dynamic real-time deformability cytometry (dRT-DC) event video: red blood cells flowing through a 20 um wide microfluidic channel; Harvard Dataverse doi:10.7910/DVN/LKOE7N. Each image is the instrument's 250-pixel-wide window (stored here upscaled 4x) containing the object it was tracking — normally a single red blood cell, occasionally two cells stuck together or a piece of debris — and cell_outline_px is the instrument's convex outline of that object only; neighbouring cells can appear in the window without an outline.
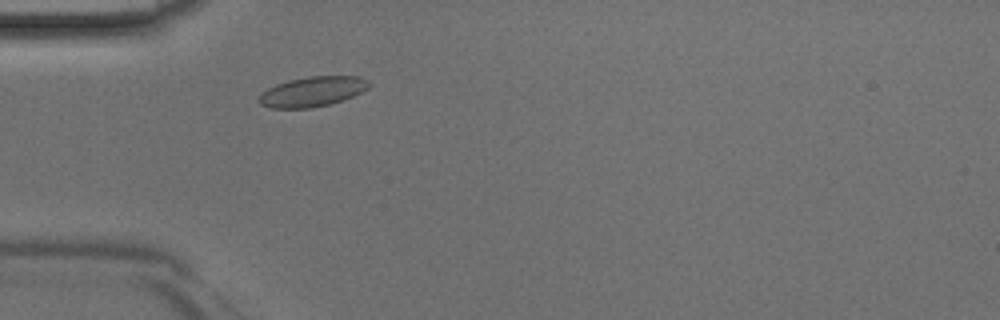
{"species": "Egyptian fruit bat (a non-hibernating species)", "species_latin": "Rousettus aegyptiacus", "temperature_condition": "room temperature", "stored_images_in_passage": 34, "camera_frame_rate_fps": 3000, "um_per_image_px": 0.085, "animal": {"sex": "male"}, "frame": {"image": 1, "passage_image": 2, "time_ms": 0.333, "image_size_px": [1000, 320], "cell_outline_px": [[372, 84], [368, 88], [344, 100], [312, 108], [272, 108], [260, 104], [256, 100], [260, 92], [276, 84], [288, 80], [308, 76], [360, 76], [368, 80]], "centroid_in_image_um": [26.53, 7.78], "position_along_channel_um": 58.5, "area_um2": 19.42}}
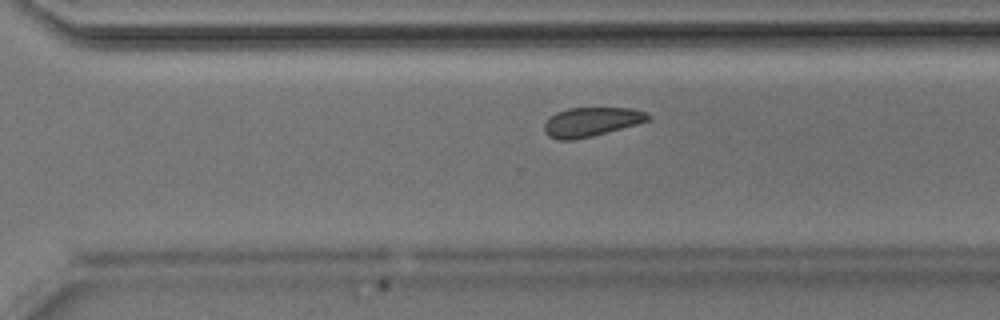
{"frame": {"image": 2, "passage_image": 20, "time_ms": 6.333, "image_size_px": [1000, 320], "cell_outline_px": [[652, 116], [648, 120], [636, 124], [592, 136], [572, 140], [556, 140], [548, 136], [544, 132], [544, 124], [556, 112], [568, 108], [632, 108], [648, 112]], "centroid_in_image_um": [50.25, 10.36], "position_along_channel_um": 320.3, "area_um2": 17.57}}
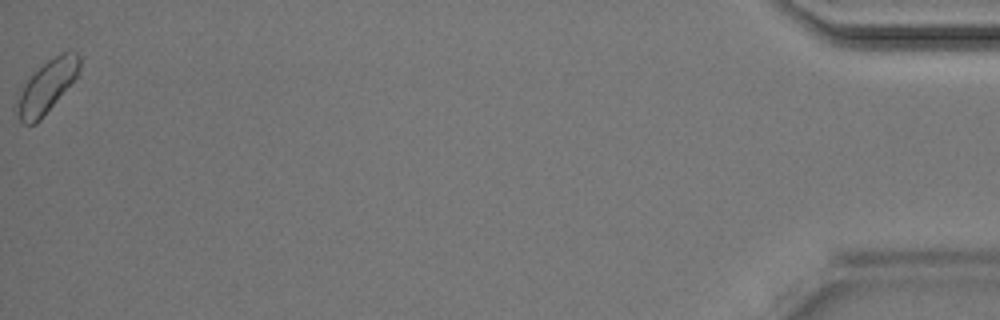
{"frame": {"image": 3, "passage_image": 34, "time_ms": 11.0, "image_size_px": [1000, 320], "cell_outline_px": [[80, 72], [40, 120], [36, 124], [24, 124], [12, 112], [28, 80], [48, 60], [64, 52], [76, 52], [80, 56]], "centroid_in_image_um": [3.97, 7.4], "position_along_channel_um": 431.2, "area_um2": 18.5}}